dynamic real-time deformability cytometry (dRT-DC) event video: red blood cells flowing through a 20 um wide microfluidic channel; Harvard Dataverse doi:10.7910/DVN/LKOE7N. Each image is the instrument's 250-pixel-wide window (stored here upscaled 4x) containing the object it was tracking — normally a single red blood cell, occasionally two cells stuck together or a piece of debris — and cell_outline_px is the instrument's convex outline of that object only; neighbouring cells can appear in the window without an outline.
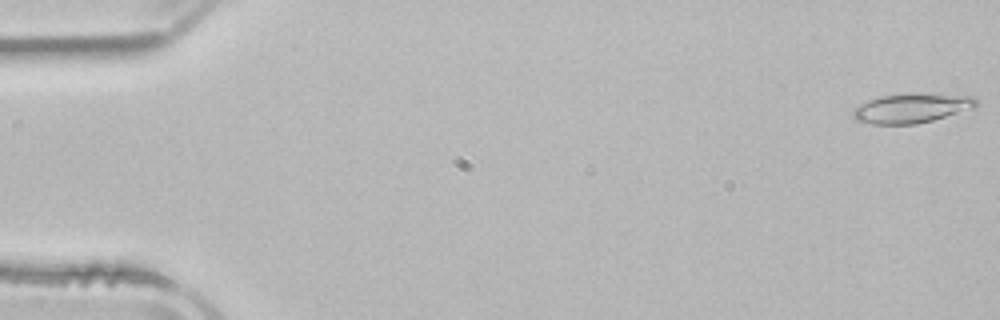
{"species": "common noctule bat (a hibernating species)", "species_latin": "Nyctalus noctula", "temperature_condition": "room temperature", "stored_images_in_passage": 4, "camera_frame_rate_fps": 3000, "um_per_image_px": 0.085, "animal": {"sex": "male", "body_mass_g": 21.5, "forearm_length_mm": 52.0}, "frame": {"image": 1, "passage_image": 1, "time_ms": 0.0, "image_size_px": [1000, 320], "cell_outline_px": [[976, 108], [932, 120], [916, 124], [872, 124], [852, 120], [852, 108], [868, 100], [880, 96], [904, 92], [920, 92], [972, 96], [976, 100]], "centroid_in_image_um": [77.45, 9.17], "position_along_channel_um": 7.6, "area_um2": 21.79}}
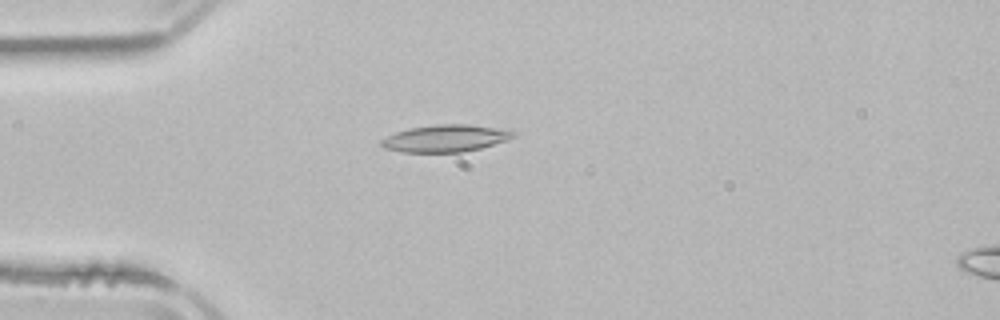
{"frame": {"image": 2, "passage_image": 4, "time_ms": 4.333, "image_size_px": [1000, 320], "cell_outline_px": [[516, 136], [480, 148], [460, 152], [400, 152], [384, 148], [380, 144], [380, 140], [396, 132], [408, 128], [436, 124], [468, 124], [496, 128], [516, 132]], "centroid_in_image_um": [37.8, 11.75], "position_along_channel_um": 47.2, "area_um2": 20.63}}